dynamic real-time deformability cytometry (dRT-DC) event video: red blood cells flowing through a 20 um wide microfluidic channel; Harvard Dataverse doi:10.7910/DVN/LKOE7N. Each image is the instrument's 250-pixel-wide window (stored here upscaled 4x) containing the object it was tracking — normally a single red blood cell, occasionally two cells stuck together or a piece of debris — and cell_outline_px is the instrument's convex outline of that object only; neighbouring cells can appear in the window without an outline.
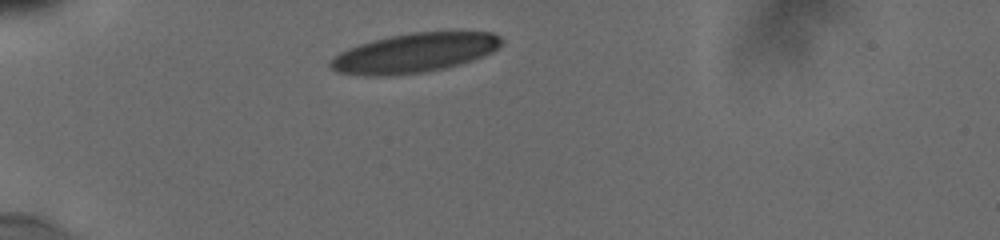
{"species": "human", "species_latin": "Homo sapiens", "temperature_condition": "cold", "stored_images_in_passage": 6, "camera_frame_rate_fps": 3000, "um_per_image_px": 0.085, "donor": {"sex": "male"}, "frame": {"image": 1, "passage_image": 1, "time_ms": 0.0, "image_size_px": [1000, 240], "cell_outline_px": [[500, 44], [492, 52], [460, 64], [444, 68], [424, 72], [376, 76], [364, 76], [340, 72], [332, 68], [328, 64], [328, 60], [332, 56], [348, 48], [372, 40], [388, 36], [412, 32], [492, 32], [500, 36]], "centroid_in_image_um": [35.17, 4.49], "position_along_channel_um": 49.8, "area_um2": 38.9}}